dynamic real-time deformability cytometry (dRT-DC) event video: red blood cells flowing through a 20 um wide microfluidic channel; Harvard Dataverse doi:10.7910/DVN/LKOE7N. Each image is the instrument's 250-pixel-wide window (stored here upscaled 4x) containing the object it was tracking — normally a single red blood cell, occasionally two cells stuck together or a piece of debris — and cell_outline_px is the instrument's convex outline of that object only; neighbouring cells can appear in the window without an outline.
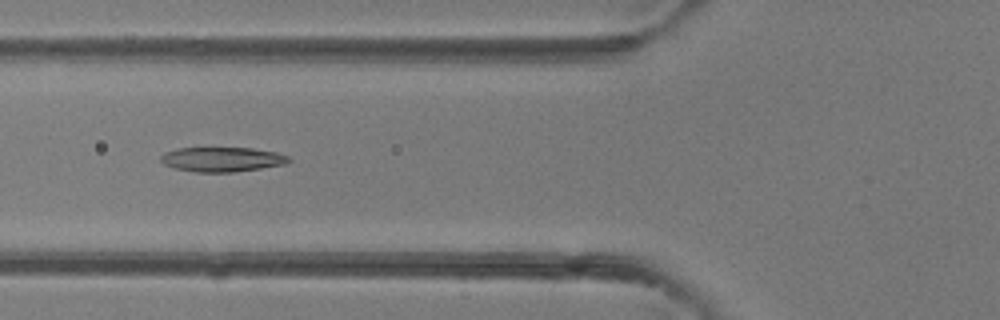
{"species": "common noctule bat (a hibernating species)", "species_latin": "Nyctalus noctula", "temperature_condition": "room temperature", "stored_images_in_passage": 7, "camera_frame_rate_fps": 3000, "um_per_image_px": 0.085, "animal": {"sex": "female"}, "frame": {"image": 1, "passage_image": 6, "time_ms": 6.333, "image_size_px": [1000, 320], "cell_outline_px": [[292, 160], [284, 164], [260, 168], [232, 172], [196, 172], [176, 168], [164, 164], [160, 160], [160, 156], [164, 152], [176, 148], [252, 148], [276, 152], [288, 156]], "centroid_in_image_um": [18.86, 13.54], "position_along_channel_um": 106.9, "area_um2": 18.26}}
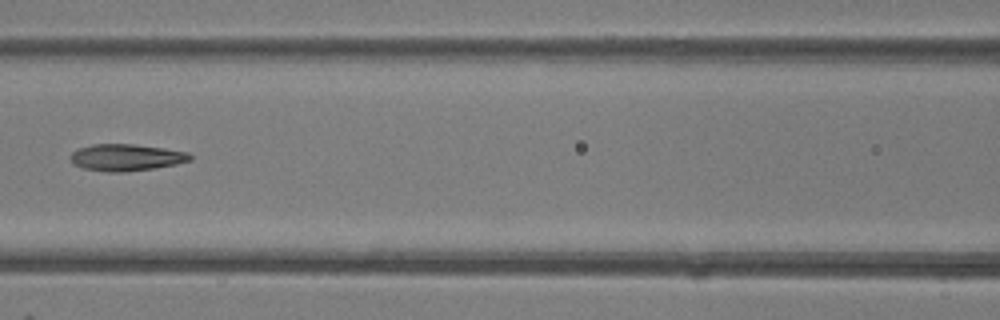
{"frame": {"image": 2, "passage_image": 7, "time_ms": 7.333, "image_size_px": [1000, 320], "cell_outline_px": [[192, 160], [176, 164], [152, 168], [124, 172], [108, 172], [84, 168], [72, 164], [72, 152], [80, 148], [92, 144], [132, 144], [164, 148], [188, 152], [192, 156]], "centroid_in_image_um": [10.75, 13.38], "position_along_channel_um": 155.9, "area_um2": 18.5}}